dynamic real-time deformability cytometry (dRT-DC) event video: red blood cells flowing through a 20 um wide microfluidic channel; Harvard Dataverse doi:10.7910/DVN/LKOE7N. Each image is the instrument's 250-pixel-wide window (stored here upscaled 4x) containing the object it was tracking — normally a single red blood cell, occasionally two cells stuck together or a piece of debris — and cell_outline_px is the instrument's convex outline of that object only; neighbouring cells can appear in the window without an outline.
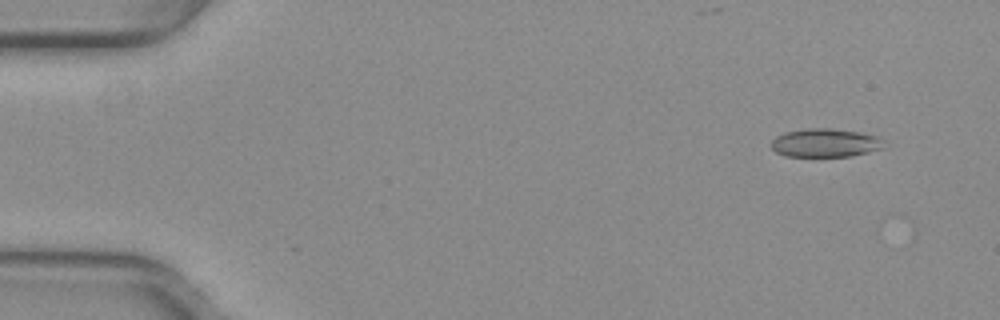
{"species": "common noctule bat (a hibernating species)", "species_latin": "Nyctalus noctula", "temperature_condition": "warm", "stored_images_in_passage": 16, "camera_frame_rate_fps": 3000, "um_per_image_px": 0.085, "animal": {"sex": "female", "body_mass_g": 29.2, "forearm_length_mm": 56.3}, "frame": {"image": 1, "passage_image": 1, "time_ms": 0.0, "image_size_px": [1000, 320], "cell_outline_px": [[884, 148], [852, 156], [784, 156], [776, 152], [772, 148], [772, 140], [776, 136], [784, 132], [808, 128], [832, 128], [860, 132], [876, 136], [884, 140]], "centroid_in_image_um": [70.16, 12.14], "position_along_channel_um": 14.8, "area_um2": 18.79}}
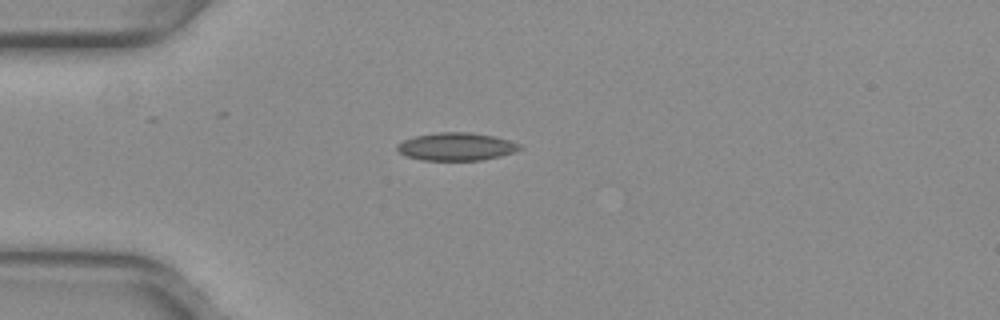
{"frame": {"image": 2, "passage_image": 11, "time_ms": 3.333, "image_size_px": [1000, 320], "cell_outline_px": [[524, 148], [500, 156], [480, 160], [420, 160], [408, 156], [400, 152], [396, 148], [396, 144], [404, 140], [416, 136], [436, 132], [472, 132], [492, 136], [508, 140], [520, 144]], "centroid_in_image_um": [38.78, 12.46], "position_along_channel_um": 46.2, "area_um2": 19.77}}
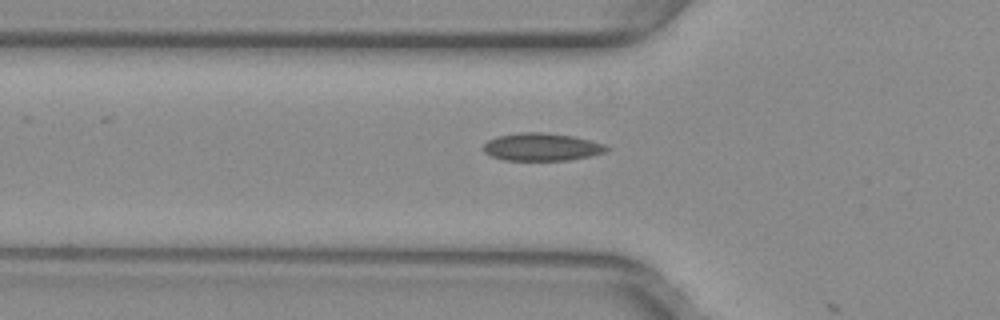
{"frame": {"image": 3, "passage_image": 15, "time_ms": 4.667, "image_size_px": [1000, 320], "cell_outline_px": [[608, 152], [592, 156], [568, 160], [504, 160], [492, 156], [484, 152], [484, 144], [488, 140], [496, 136], [520, 132], [544, 132], [572, 136], [604, 144], [608, 148]], "centroid_in_image_um": [46.05, 12.49], "position_along_channel_um": 79.8, "area_um2": 19.88}}